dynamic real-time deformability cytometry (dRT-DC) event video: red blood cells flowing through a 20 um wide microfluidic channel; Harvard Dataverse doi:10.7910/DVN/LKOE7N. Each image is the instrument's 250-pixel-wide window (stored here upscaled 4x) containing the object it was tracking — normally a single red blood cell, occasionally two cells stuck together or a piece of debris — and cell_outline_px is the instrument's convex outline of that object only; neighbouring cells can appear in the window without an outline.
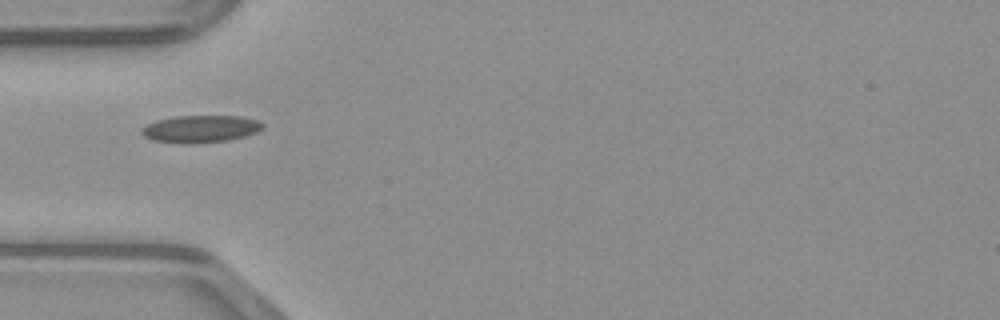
{"species": "common noctule bat (a hibernating species)", "species_latin": "Nyctalus noctula", "temperature_condition": "warm", "stored_images_in_passage": 33, "camera_frame_rate_fps": 3000, "um_per_image_px": 0.085, "animal": {"sex": "male", "body_mass_g": 23.1, "forearm_length_mm": 52.7}, "frame": {"image": 1, "passage_image": 1, "time_ms": 0.0, "image_size_px": [1000, 320], "cell_outline_px": [[264, 128], [256, 132], [244, 136], [228, 140], [192, 144], [184, 144], [152, 140], [144, 136], [140, 132], [140, 128], [156, 120], [176, 116], [240, 116], [260, 120], [264, 124]], "centroid_in_image_um": [17.04, 10.96], "position_along_channel_um": 68.0, "area_um2": 19.42}}
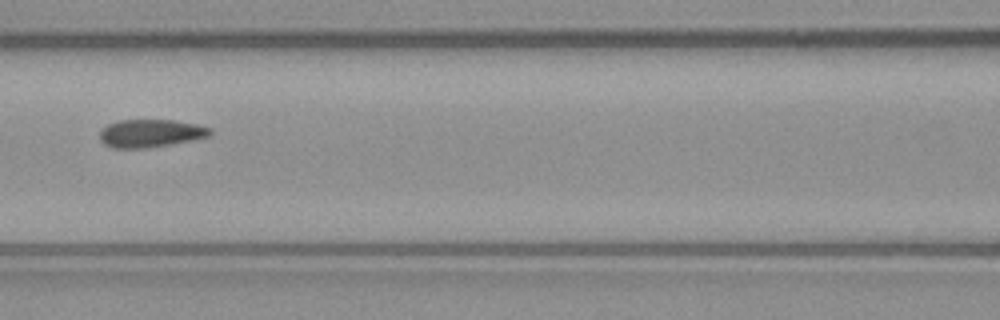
{"frame": {"image": 2, "passage_image": 7, "time_ms": 2.0, "image_size_px": [1000, 320], "cell_outline_px": [[212, 132], [208, 136], [192, 140], [148, 148], [112, 148], [104, 144], [100, 140], [100, 132], [108, 124], [120, 120], [172, 120], [196, 124], [212, 128]], "centroid_in_image_um": [12.79, 11.33], "position_along_channel_um": 153.8, "area_um2": 17.86}}
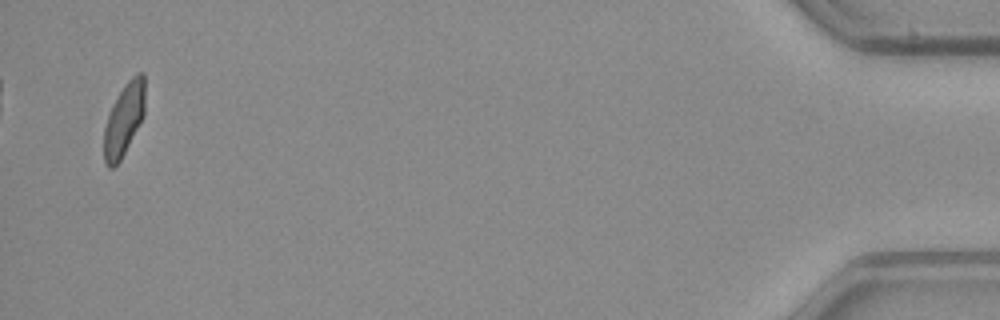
{"frame": {"image": 3, "passage_image": 33, "time_ms": 10.667, "image_size_px": [1000, 320], "cell_outline_px": [[144, 116], [120, 160], [112, 168], [108, 168], [104, 164], [104, 128], [112, 104], [124, 84], [136, 72], [144, 72]], "centroid_in_image_um": [10.53, 10.13], "position_along_channel_um": 424.7, "area_um2": 17.28}}